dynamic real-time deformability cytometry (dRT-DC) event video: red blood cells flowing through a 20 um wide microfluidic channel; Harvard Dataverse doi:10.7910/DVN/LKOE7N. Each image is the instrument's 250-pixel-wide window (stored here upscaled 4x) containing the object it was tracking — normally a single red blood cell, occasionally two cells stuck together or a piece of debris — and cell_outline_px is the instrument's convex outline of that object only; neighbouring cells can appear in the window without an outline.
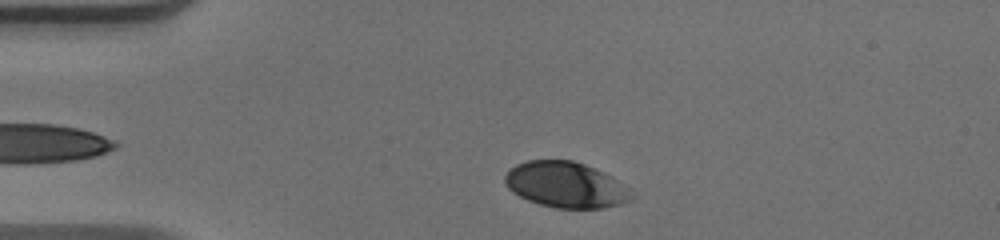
{"species": "human", "species_latin": "Homo sapiens", "temperature_condition": "warm", "stored_images_in_passage": 34, "camera_frame_rate_fps": 3000, "um_per_image_px": 0.085, "donor": {"sex": "male"}, "frame": {"image": 1, "passage_image": 2, "time_ms": 0.333, "image_size_px": [1000, 240], "cell_outline_px": [[636, 196], [632, 200], [620, 204], [604, 208], [556, 208], [540, 204], [528, 200], [512, 192], [504, 184], [504, 176], [516, 164], [528, 160], [572, 160], [584, 164], [604, 172], [612, 176], [632, 188]], "centroid_in_image_um": [48.15, 15.71], "position_along_channel_um": 36.8, "area_um2": 34.16}}
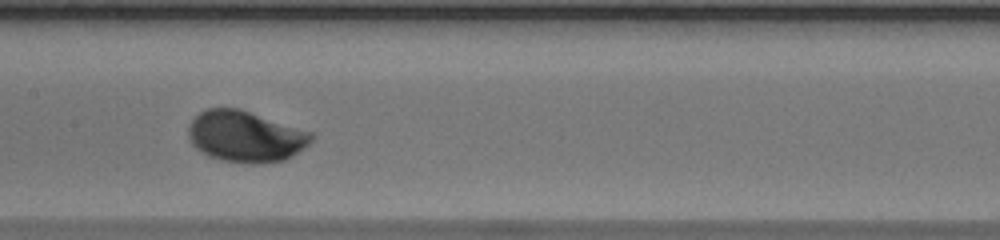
{"frame": {"image": 2, "passage_image": 16, "time_ms": 5.0, "image_size_px": [1000, 240], "cell_outline_px": [[312, 140], [308, 144], [292, 156], [284, 160], [264, 164], [256, 164], [220, 160], [208, 156], [200, 152], [192, 144], [188, 136], [188, 128], [192, 120], [200, 112], [208, 108], [240, 108], [312, 132]], "centroid_in_image_um": [20.85, 11.6], "position_along_channel_um": 186.6, "area_um2": 36.76}}
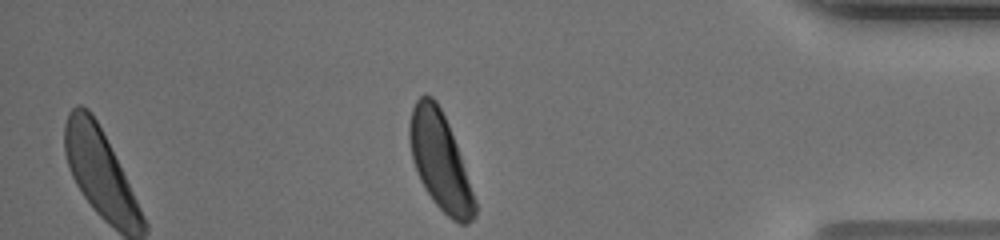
{"frame": {"image": 3, "passage_image": 34, "time_ms": 11.0, "image_size_px": [1000, 240], "cell_outline_px": [[476, 216], [468, 224], [460, 224], [452, 220], [432, 200], [424, 188], [420, 180], [412, 160], [408, 136], [408, 124], [412, 108], [416, 100], [424, 92], [432, 96], [436, 100], [448, 124], [456, 144], [476, 204]], "centroid_in_image_um": [37.36, 13.68], "position_along_channel_um": 397.8, "area_um2": 36.7}, "authors_computed_cell_mechanics": {"area_um2": 35.2869, "velocity_mm_per_s": 4.0576, "shape_relaxation_time_tau1_ms": 2.1968, "shape_relaxation_time_tau2_ms": null, "deformation_change_tau1": 0.1465, "deformation_change_tau2": null}}